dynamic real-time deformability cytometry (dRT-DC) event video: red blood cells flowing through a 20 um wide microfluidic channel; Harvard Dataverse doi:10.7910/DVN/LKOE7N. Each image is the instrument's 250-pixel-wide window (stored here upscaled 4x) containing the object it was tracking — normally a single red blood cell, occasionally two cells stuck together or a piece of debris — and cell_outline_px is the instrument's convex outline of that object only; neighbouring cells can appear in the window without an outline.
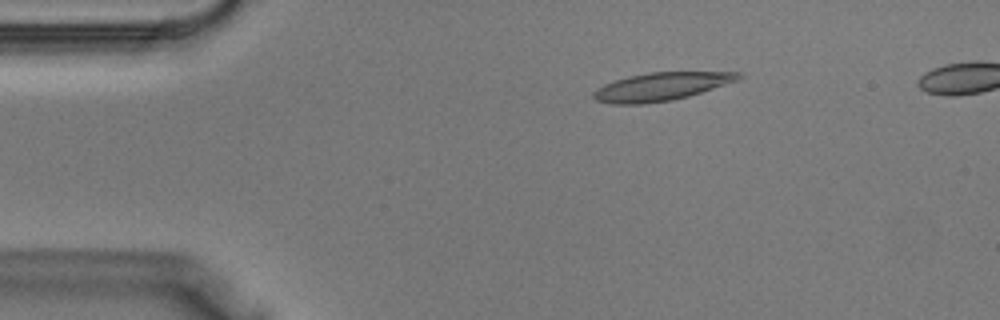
{"species": "Egyptian fruit bat (a non-hibernating species)", "species_latin": "Rousettus aegyptiacus", "temperature_condition": "warm", "stored_images_in_passage": 36, "camera_frame_rate_fps": 3000, "um_per_image_px": 0.085, "animal": {"sex": "male"}, "frame": {"image": 1, "passage_image": 6, "time_ms": 1.667, "image_size_px": [1000, 320], "cell_outline_px": [[744, 76], [740, 80], [688, 96], [672, 100], [640, 104], [612, 104], [596, 100], [592, 96], [592, 92], [596, 88], [604, 84], [628, 76], [648, 72], [740, 72]], "centroid_in_image_um": [56.2, 7.35], "position_along_channel_um": 28.8, "area_um2": 23.76}}
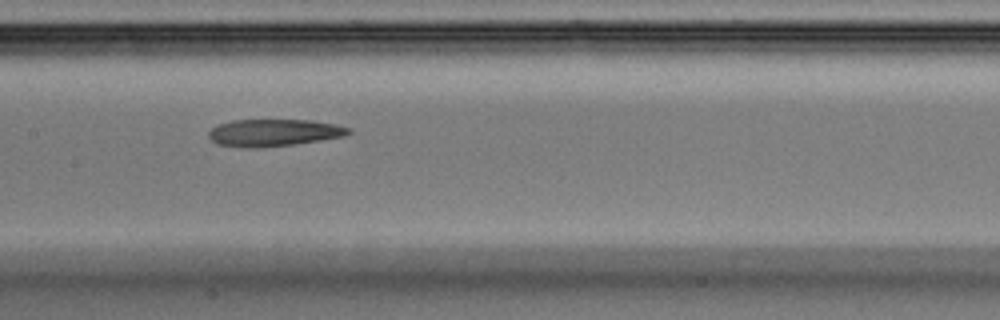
{"frame": {"image": 2, "passage_image": 18, "time_ms": 5.667, "image_size_px": [1000, 320], "cell_outline_px": [[352, 132], [344, 136], [292, 144], [260, 148], [244, 148], [216, 144], [208, 136], [208, 132], [216, 124], [232, 120], [312, 120], [336, 124], [352, 128]], "centroid_in_image_um": [23.24, 11.27], "position_along_channel_um": 184.2, "area_um2": 22.25}}
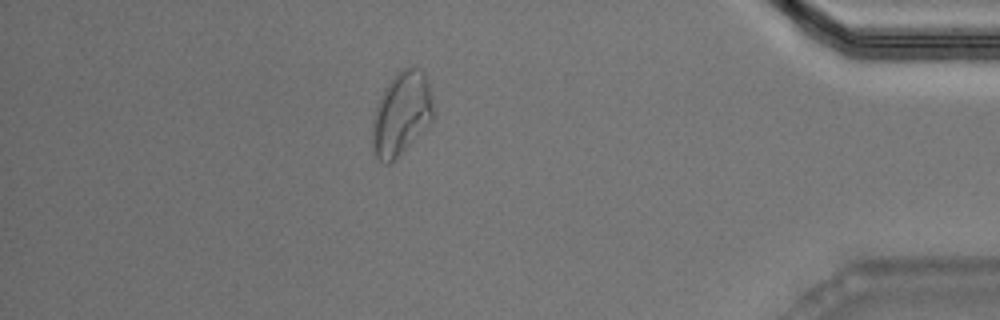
{"frame": {"image": 3, "passage_image": 33, "time_ms": 10.667, "image_size_px": [1000, 320], "cell_outline_px": [[432, 120], [388, 164], [384, 164], [376, 156], [372, 148], [372, 120], [376, 104], [384, 88], [396, 72], [412, 64], [416, 64], [424, 72], [428, 84], [432, 104]], "centroid_in_image_um": [34.08, 9.58], "position_along_channel_um": 401.1, "area_um2": 29.19}}